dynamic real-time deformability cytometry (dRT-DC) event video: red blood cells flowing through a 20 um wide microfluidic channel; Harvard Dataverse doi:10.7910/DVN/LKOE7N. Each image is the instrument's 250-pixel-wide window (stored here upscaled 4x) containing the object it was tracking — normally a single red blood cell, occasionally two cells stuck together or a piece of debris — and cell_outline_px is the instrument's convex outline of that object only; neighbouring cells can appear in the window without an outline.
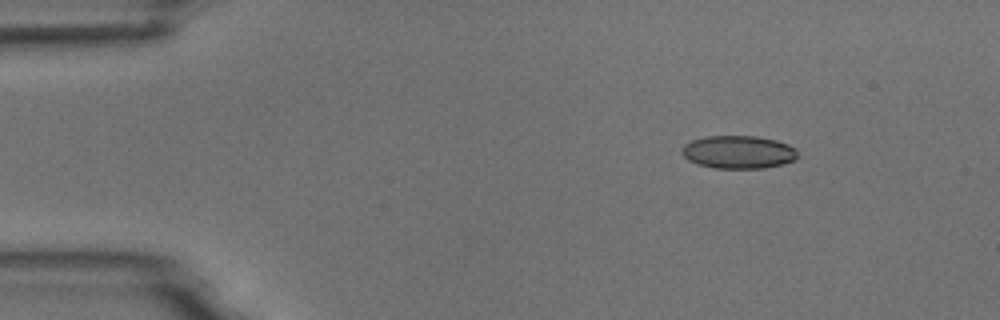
{"species": "common noctule bat (a hibernating species)", "species_latin": "Nyctalus noctula", "temperature_condition": "room temperature", "stored_images_in_passage": 3, "camera_frame_rate_fps": 3000, "um_per_image_px": 0.085, "animal": {"sex": "male", "body_mass_g": 18.8}, "frame": {"image": 1, "passage_image": 1, "time_ms": 0.0, "image_size_px": [1000, 320], "cell_outline_px": [[796, 160], [764, 168], [716, 168], [696, 164], [688, 160], [680, 152], [684, 144], [692, 140], [704, 136], [756, 136], [776, 140], [788, 144], [796, 148]], "centroid_in_image_um": [62.73, 12.92], "position_along_channel_um": 22.3, "area_um2": 22.31}}